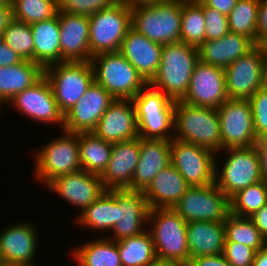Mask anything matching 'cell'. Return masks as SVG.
I'll use <instances>...</instances> for the list:
<instances>
[{
    "mask_svg": "<svg viewBox=\"0 0 267 266\" xmlns=\"http://www.w3.org/2000/svg\"><path fill=\"white\" fill-rule=\"evenodd\" d=\"M198 61V48L194 46L181 41L163 45L158 71L148 84L174 102L182 101Z\"/></svg>",
    "mask_w": 267,
    "mask_h": 266,
    "instance_id": "cell-1",
    "label": "cell"
},
{
    "mask_svg": "<svg viewBox=\"0 0 267 266\" xmlns=\"http://www.w3.org/2000/svg\"><path fill=\"white\" fill-rule=\"evenodd\" d=\"M61 132L33 151V177L43 187L56 177L82 170L78 133Z\"/></svg>",
    "mask_w": 267,
    "mask_h": 266,
    "instance_id": "cell-2",
    "label": "cell"
},
{
    "mask_svg": "<svg viewBox=\"0 0 267 266\" xmlns=\"http://www.w3.org/2000/svg\"><path fill=\"white\" fill-rule=\"evenodd\" d=\"M219 159H222L221 162ZM260 181L261 166L255 145L225 148L215 155V183L229 199L238 191Z\"/></svg>",
    "mask_w": 267,
    "mask_h": 266,
    "instance_id": "cell-3",
    "label": "cell"
},
{
    "mask_svg": "<svg viewBox=\"0 0 267 266\" xmlns=\"http://www.w3.org/2000/svg\"><path fill=\"white\" fill-rule=\"evenodd\" d=\"M174 138L221 152L220 120L217 109L198 107L176 101L174 108Z\"/></svg>",
    "mask_w": 267,
    "mask_h": 266,
    "instance_id": "cell-4",
    "label": "cell"
},
{
    "mask_svg": "<svg viewBox=\"0 0 267 266\" xmlns=\"http://www.w3.org/2000/svg\"><path fill=\"white\" fill-rule=\"evenodd\" d=\"M147 229L158 261L188 264L187 222L173 208L149 209Z\"/></svg>",
    "mask_w": 267,
    "mask_h": 266,
    "instance_id": "cell-5",
    "label": "cell"
},
{
    "mask_svg": "<svg viewBox=\"0 0 267 266\" xmlns=\"http://www.w3.org/2000/svg\"><path fill=\"white\" fill-rule=\"evenodd\" d=\"M132 28L149 40L166 45L180 41L182 1L131 4Z\"/></svg>",
    "mask_w": 267,
    "mask_h": 266,
    "instance_id": "cell-6",
    "label": "cell"
},
{
    "mask_svg": "<svg viewBox=\"0 0 267 266\" xmlns=\"http://www.w3.org/2000/svg\"><path fill=\"white\" fill-rule=\"evenodd\" d=\"M138 126V136L144 139L174 138L175 102L162 91L147 84L132 98Z\"/></svg>",
    "mask_w": 267,
    "mask_h": 266,
    "instance_id": "cell-7",
    "label": "cell"
},
{
    "mask_svg": "<svg viewBox=\"0 0 267 266\" xmlns=\"http://www.w3.org/2000/svg\"><path fill=\"white\" fill-rule=\"evenodd\" d=\"M88 19L91 57L101 53L117 52L132 27L131 4L129 0H118Z\"/></svg>",
    "mask_w": 267,
    "mask_h": 266,
    "instance_id": "cell-8",
    "label": "cell"
},
{
    "mask_svg": "<svg viewBox=\"0 0 267 266\" xmlns=\"http://www.w3.org/2000/svg\"><path fill=\"white\" fill-rule=\"evenodd\" d=\"M91 64L94 80L115 99H132L148 84L119 51L97 54Z\"/></svg>",
    "mask_w": 267,
    "mask_h": 266,
    "instance_id": "cell-9",
    "label": "cell"
},
{
    "mask_svg": "<svg viewBox=\"0 0 267 266\" xmlns=\"http://www.w3.org/2000/svg\"><path fill=\"white\" fill-rule=\"evenodd\" d=\"M60 111L65 114L94 81L91 61H64L44 68Z\"/></svg>",
    "mask_w": 267,
    "mask_h": 266,
    "instance_id": "cell-10",
    "label": "cell"
},
{
    "mask_svg": "<svg viewBox=\"0 0 267 266\" xmlns=\"http://www.w3.org/2000/svg\"><path fill=\"white\" fill-rule=\"evenodd\" d=\"M173 209L186 222L209 221L224 223L230 214V199L217 187H190Z\"/></svg>",
    "mask_w": 267,
    "mask_h": 266,
    "instance_id": "cell-11",
    "label": "cell"
},
{
    "mask_svg": "<svg viewBox=\"0 0 267 266\" xmlns=\"http://www.w3.org/2000/svg\"><path fill=\"white\" fill-rule=\"evenodd\" d=\"M7 105L34 120V123L46 124L44 126L54 124L55 127H59L58 130H63L64 114L58 107L50 82L45 75L33 86L16 94Z\"/></svg>",
    "mask_w": 267,
    "mask_h": 266,
    "instance_id": "cell-12",
    "label": "cell"
},
{
    "mask_svg": "<svg viewBox=\"0 0 267 266\" xmlns=\"http://www.w3.org/2000/svg\"><path fill=\"white\" fill-rule=\"evenodd\" d=\"M215 153L192 143L171 140V164L191 186H207L215 182Z\"/></svg>",
    "mask_w": 267,
    "mask_h": 266,
    "instance_id": "cell-13",
    "label": "cell"
},
{
    "mask_svg": "<svg viewBox=\"0 0 267 266\" xmlns=\"http://www.w3.org/2000/svg\"><path fill=\"white\" fill-rule=\"evenodd\" d=\"M221 151L230 147H250L258 142L249 99H228L218 109Z\"/></svg>",
    "mask_w": 267,
    "mask_h": 266,
    "instance_id": "cell-14",
    "label": "cell"
},
{
    "mask_svg": "<svg viewBox=\"0 0 267 266\" xmlns=\"http://www.w3.org/2000/svg\"><path fill=\"white\" fill-rule=\"evenodd\" d=\"M148 212L143 192L116 189V224L105 236L117 242L143 234L148 228Z\"/></svg>",
    "mask_w": 267,
    "mask_h": 266,
    "instance_id": "cell-15",
    "label": "cell"
},
{
    "mask_svg": "<svg viewBox=\"0 0 267 266\" xmlns=\"http://www.w3.org/2000/svg\"><path fill=\"white\" fill-rule=\"evenodd\" d=\"M228 99L224 68L199 60L182 101L193 106L218 109Z\"/></svg>",
    "mask_w": 267,
    "mask_h": 266,
    "instance_id": "cell-16",
    "label": "cell"
},
{
    "mask_svg": "<svg viewBox=\"0 0 267 266\" xmlns=\"http://www.w3.org/2000/svg\"><path fill=\"white\" fill-rule=\"evenodd\" d=\"M6 224L0 231V260L38 266L37 248L40 241L38 227L32 221H16Z\"/></svg>",
    "mask_w": 267,
    "mask_h": 266,
    "instance_id": "cell-17",
    "label": "cell"
},
{
    "mask_svg": "<svg viewBox=\"0 0 267 266\" xmlns=\"http://www.w3.org/2000/svg\"><path fill=\"white\" fill-rule=\"evenodd\" d=\"M114 100L115 98L94 80L79 101L64 114L63 130L72 133L93 132Z\"/></svg>",
    "mask_w": 267,
    "mask_h": 266,
    "instance_id": "cell-18",
    "label": "cell"
},
{
    "mask_svg": "<svg viewBox=\"0 0 267 266\" xmlns=\"http://www.w3.org/2000/svg\"><path fill=\"white\" fill-rule=\"evenodd\" d=\"M58 195L67 201L71 206H75L80 214L86 207L96 201L104 192L105 187L101 181L100 175L88 173L80 170L69 173L51 180L44 189Z\"/></svg>",
    "mask_w": 267,
    "mask_h": 266,
    "instance_id": "cell-19",
    "label": "cell"
},
{
    "mask_svg": "<svg viewBox=\"0 0 267 266\" xmlns=\"http://www.w3.org/2000/svg\"><path fill=\"white\" fill-rule=\"evenodd\" d=\"M263 57V50L257 45L224 68L229 99H250L262 87Z\"/></svg>",
    "mask_w": 267,
    "mask_h": 266,
    "instance_id": "cell-20",
    "label": "cell"
},
{
    "mask_svg": "<svg viewBox=\"0 0 267 266\" xmlns=\"http://www.w3.org/2000/svg\"><path fill=\"white\" fill-rule=\"evenodd\" d=\"M93 133L112 144L139 137L132 99H115L98 121Z\"/></svg>",
    "mask_w": 267,
    "mask_h": 266,
    "instance_id": "cell-21",
    "label": "cell"
},
{
    "mask_svg": "<svg viewBox=\"0 0 267 266\" xmlns=\"http://www.w3.org/2000/svg\"><path fill=\"white\" fill-rule=\"evenodd\" d=\"M140 137L114 143L109 162L100 175L106 190H131L132 178L139 162Z\"/></svg>",
    "mask_w": 267,
    "mask_h": 266,
    "instance_id": "cell-22",
    "label": "cell"
},
{
    "mask_svg": "<svg viewBox=\"0 0 267 266\" xmlns=\"http://www.w3.org/2000/svg\"><path fill=\"white\" fill-rule=\"evenodd\" d=\"M61 62L91 61L88 16L58 11Z\"/></svg>",
    "mask_w": 267,
    "mask_h": 266,
    "instance_id": "cell-23",
    "label": "cell"
},
{
    "mask_svg": "<svg viewBox=\"0 0 267 266\" xmlns=\"http://www.w3.org/2000/svg\"><path fill=\"white\" fill-rule=\"evenodd\" d=\"M171 140L140 138V156L131 190L144 192L153 178L171 164Z\"/></svg>",
    "mask_w": 267,
    "mask_h": 266,
    "instance_id": "cell-24",
    "label": "cell"
},
{
    "mask_svg": "<svg viewBox=\"0 0 267 266\" xmlns=\"http://www.w3.org/2000/svg\"><path fill=\"white\" fill-rule=\"evenodd\" d=\"M163 45L155 43L132 27L123 39L119 52L149 83L158 71Z\"/></svg>",
    "mask_w": 267,
    "mask_h": 266,
    "instance_id": "cell-25",
    "label": "cell"
},
{
    "mask_svg": "<svg viewBox=\"0 0 267 266\" xmlns=\"http://www.w3.org/2000/svg\"><path fill=\"white\" fill-rule=\"evenodd\" d=\"M257 44L249 37L228 32L220 39L204 41L199 47V60L203 63L226 68L252 51Z\"/></svg>",
    "mask_w": 267,
    "mask_h": 266,
    "instance_id": "cell-26",
    "label": "cell"
},
{
    "mask_svg": "<svg viewBox=\"0 0 267 266\" xmlns=\"http://www.w3.org/2000/svg\"><path fill=\"white\" fill-rule=\"evenodd\" d=\"M191 186L172 165L162 169L143 192L149 209L173 208Z\"/></svg>",
    "mask_w": 267,
    "mask_h": 266,
    "instance_id": "cell-27",
    "label": "cell"
},
{
    "mask_svg": "<svg viewBox=\"0 0 267 266\" xmlns=\"http://www.w3.org/2000/svg\"><path fill=\"white\" fill-rule=\"evenodd\" d=\"M225 226L221 222H187V244L190 258L223 254Z\"/></svg>",
    "mask_w": 267,
    "mask_h": 266,
    "instance_id": "cell-28",
    "label": "cell"
},
{
    "mask_svg": "<svg viewBox=\"0 0 267 266\" xmlns=\"http://www.w3.org/2000/svg\"><path fill=\"white\" fill-rule=\"evenodd\" d=\"M44 76L38 63L24 60L12 66L0 67V110L19 92L33 86Z\"/></svg>",
    "mask_w": 267,
    "mask_h": 266,
    "instance_id": "cell-29",
    "label": "cell"
},
{
    "mask_svg": "<svg viewBox=\"0 0 267 266\" xmlns=\"http://www.w3.org/2000/svg\"><path fill=\"white\" fill-rule=\"evenodd\" d=\"M34 40V62L46 68L61 62L58 14L50 19L30 24Z\"/></svg>",
    "mask_w": 267,
    "mask_h": 266,
    "instance_id": "cell-30",
    "label": "cell"
},
{
    "mask_svg": "<svg viewBox=\"0 0 267 266\" xmlns=\"http://www.w3.org/2000/svg\"><path fill=\"white\" fill-rule=\"evenodd\" d=\"M73 224L77 227H83L98 231L101 234L104 232L110 233L116 224V189L105 190V192L91 205L86 207L74 219ZM100 231V232H99Z\"/></svg>",
    "mask_w": 267,
    "mask_h": 266,
    "instance_id": "cell-31",
    "label": "cell"
},
{
    "mask_svg": "<svg viewBox=\"0 0 267 266\" xmlns=\"http://www.w3.org/2000/svg\"><path fill=\"white\" fill-rule=\"evenodd\" d=\"M87 240L70 252V258L76 266H122L116 241L106 236Z\"/></svg>",
    "mask_w": 267,
    "mask_h": 266,
    "instance_id": "cell-32",
    "label": "cell"
},
{
    "mask_svg": "<svg viewBox=\"0 0 267 266\" xmlns=\"http://www.w3.org/2000/svg\"><path fill=\"white\" fill-rule=\"evenodd\" d=\"M78 145L82 170L101 175L111 158L113 144L89 132L78 133Z\"/></svg>",
    "mask_w": 267,
    "mask_h": 266,
    "instance_id": "cell-33",
    "label": "cell"
},
{
    "mask_svg": "<svg viewBox=\"0 0 267 266\" xmlns=\"http://www.w3.org/2000/svg\"><path fill=\"white\" fill-rule=\"evenodd\" d=\"M117 246L122 266H154L158 262L148 229L143 234L117 241Z\"/></svg>",
    "mask_w": 267,
    "mask_h": 266,
    "instance_id": "cell-34",
    "label": "cell"
},
{
    "mask_svg": "<svg viewBox=\"0 0 267 266\" xmlns=\"http://www.w3.org/2000/svg\"><path fill=\"white\" fill-rule=\"evenodd\" d=\"M224 226L225 241L243 243L255 252L267 246V241L249 217H239L230 213L224 222Z\"/></svg>",
    "mask_w": 267,
    "mask_h": 266,
    "instance_id": "cell-35",
    "label": "cell"
},
{
    "mask_svg": "<svg viewBox=\"0 0 267 266\" xmlns=\"http://www.w3.org/2000/svg\"><path fill=\"white\" fill-rule=\"evenodd\" d=\"M180 41L196 48L205 41L203 7L195 0L182 1Z\"/></svg>",
    "mask_w": 267,
    "mask_h": 266,
    "instance_id": "cell-36",
    "label": "cell"
},
{
    "mask_svg": "<svg viewBox=\"0 0 267 266\" xmlns=\"http://www.w3.org/2000/svg\"><path fill=\"white\" fill-rule=\"evenodd\" d=\"M260 0H237L228 15L232 33L251 38L257 44V13Z\"/></svg>",
    "mask_w": 267,
    "mask_h": 266,
    "instance_id": "cell-37",
    "label": "cell"
},
{
    "mask_svg": "<svg viewBox=\"0 0 267 266\" xmlns=\"http://www.w3.org/2000/svg\"><path fill=\"white\" fill-rule=\"evenodd\" d=\"M267 204V183L260 181L238 191L230 198V213L250 217Z\"/></svg>",
    "mask_w": 267,
    "mask_h": 266,
    "instance_id": "cell-38",
    "label": "cell"
},
{
    "mask_svg": "<svg viewBox=\"0 0 267 266\" xmlns=\"http://www.w3.org/2000/svg\"><path fill=\"white\" fill-rule=\"evenodd\" d=\"M14 19L33 24L58 14V0H12Z\"/></svg>",
    "mask_w": 267,
    "mask_h": 266,
    "instance_id": "cell-39",
    "label": "cell"
},
{
    "mask_svg": "<svg viewBox=\"0 0 267 266\" xmlns=\"http://www.w3.org/2000/svg\"><path fill=\"white\" fill-rule=\"evenodd\" d=\"M2 39L24 60L34 61V40L30 24L14 19L4 31Z\"/></svg>",
    "mask_w": 267,
    "mask_h": 266,
    "instance_id": "cell-40",
    "label": "cell"
},
{
    "mask_svg": "<svg viewBox=\"0 0 267 266\" xmlns=\"http://www.w3.org/2000/svg\"><path fill=\"white\" fill-rule=\"evenodd\" d=\"M252 115L254 131L258 140L267 138V89L261 87L249 99Z\"/></svg>",
    "mask_w": 267,
    "mask_h": 266,
    "instance_id": "cell-41",
    "label": "cell"
},
{
    "mask_svg": "<svg viewBox=\"0 0 267 266\" xmlns=\"http://www.w3.org/2000/svg\"><path fill=\"white\" fill-rule=\"evenodd\" d=\"M197 2L203 7L205 18V41L220 39L230 32L228 16L206 6L201 0Z\"/></svg>",
    "mask_w": 267,
    "mask_h": 266,
    "instance_id": "cell-42",
    "label": "cell"
},
{
    "mask_svg": "<svg viewBox=\"0 0 267 266\" xmlns=\"http://www.w3.org/2000/svg\"><path fill=\"white\" fill-rule=\"evenodd\" d=\"M118 0H58L59 11L84 16H92L102 9L112 6Z\"/></svg>",
    "mask_w": 267,
    "mask_h": 266,
    "instance_id": "cell-43",
    "label": "cell"
},
{
    "mask_svg": "<svg viewBox=\"0 0 267 266\" xmlns=\"http://www.w3.org/2000/svg\"><path fill=\"white\" fill-rule=\"evenodd\" d=\"M255 253L243 243L225 241L223 255L233 266H252Z\"/></svg>",
    "mask_w": 267,
    "mask_h": 266,
    "instance_id": "cell-44",
    "label": "cell"
},
{
    "mask_svg": "<svg viewBox=\"0 0 267 266\" xmlns=\"http://www.w3.org/2000/svg\"><path fill=\"white\" fill-rule=\"evenodd\" d=\"M188 266H233L223 254L190 258Z\"/></svg>",
    "mask_w": 267,
    "mask_h": 266,
    "instance_id": "cell-45",
    "label": "cell"
},
{
    "mask_svg": "<svg viewBox=\"0 0 267 266\" xmlns=\"http://www.w3.org/2000/svg\"><path fill=\"white\" fill-rule=\"evenodd\" d=\"M23 61L24 59L0 38V67L12 66Z\"/></svg>",
    "mask_w": 267,
    "mask_h": 266,
    "instance_id": "cell-46",
    "label": "cell"
},
{
    "mask_svg": "<svg viewBox=\"0 0 267 266\" xmlns=\"http://www.w3.org/2000/svg\"><path fill=\"white\" fill-rule=\"evenodd\" d=\"M267 38V0H260L257 13V45Z\"/></svg>",
    "mask_w": 267,
    "mask_h": 266,
    "instance_id": "cell-47",
    "label": "cell"
},
{
    "mask_svg": "<svg viewBox=\"0 0 267 266\" xmlns=\"http://www.w3.org/2000/svg\"><path fill=\"white\" fill-rule=\"evenodd\" d=\"M267 241V204L249 217Z\"/></svg>",
    "mask_w": 267,
    "mask_h": 266,
    "instance_id": "cell-48",
    "label": "cell"
},
{
    "mask_svg": "<svg viewBox=\"0 0 267 266\" xmlns=\"http://www.w3.org/2000/svg\"><path fill=\"white\" fill-rule=\"evenodd\" d=\"M206 6L213 8L214 10L229 15L231 10L235 7L237 0H201Z\"/></svg>",
    "mask_w": 267,
    "mask_h": 266,
    "instance_id": "cell-49",
    "label": "cell"
},
{
    "mask_svg": "<svg viewBox=\"0 0 267 266\" xmlns=\"http://www.w3.org/2000/svg\"><path fill=\"white\" fill-rule=\"evenodd\" d=\"M14 20L12 5L0 4V38L3 37L4 31Z\"/></svg>",
    "mask_w": 267,
    "mask_h": 266,
    "instance_id": "cell-50",
    "label": "cell"
},
{
    "mask_svg": "<svg viewBox=\"0 0 267 266\" xmlns=\"http://www.w3.org/2000/svg\"><path fill=\"white\" fill-rule=\"evenodd\" d=\"M255 146L260 159L262 180L267 183V138L258 140Z\"/></svg>",
    "mask_w": 267,
    "mask_h": 266,
    "instance_id": "cell-51",
    "label": "cell"
},
{
    "mask_svg": "<svg viewBox=\"0 0 267 266\" xmlns=\"http://www.w3.org/2000/svg\"><path fill=\"white\" fill-rule=\"evenodd\" d=\"M252 266H267V246L255 253Z\"/></svg>",
    "mask_w": 267,
    "mask_h": 266,
    "instance_id": "cell-52",
    "label": "cell"
},
{
    "mask_svg": "<svg viewBox=\"0 0 267 266\" xmlns=\"http://www.w3.org/2000/svg\"><path fill=\"white\" fill-rule=\"evenodd\" d=\"M185 0H129L130 4H153V3H166V2H178Z\"/></svg>",
    "mask_w": 267,
    "mask_h": 266,
    "instance_id": "cell-53",
    "label": "cell"
},
{
    "mask_svg": "<svg viewBox=\"0 0 267 266\" xmlns=\"http://www.w3.org/2000/svg\"><path fill=\"white\" fill-rule=\"evenodd\" d=\"M262 87L267 89V57L265 55L262 62Z\"/></svg>",
    "mask_w": 267,
    "mask_h": 266,
    "instance_id": "cell-54",
    "label": "cell"
},
{
    "mask_svg": "<svg viewBox=\"0 0 267 266\" xmlns=\"http://www.w3.org/2000/svg\"><path fill=\"white\" fill-rule=\"evenodd\" d=\"M154 266H188V264L182 263V262H161V261H158Z\"/></svg>",
    "mask_w": 267,
    "mask_h": 266,
    "instance_id": "cell-55",
    "label": "cell"
},
{
    "mask_svg": "<svg viewBox=\"0 0 267 266\" xmlns=\"http://www.w3.org/2000/svg\"><path fill=\"white\" fill-rule=\"evenodd\" d=\"M0 266H28V265L0 260Z\"/></svg>",
    "mask_w": 267,
    "mask_h": 266,
    "instance_id": "cell-56",
    "label": "cell"
},
{
    "mask_svg": "<svg viewBox=\"0 0 267 266\" xmlns=\"http://www.w3.org/2000/svg\"><path fill=\"white\" fill-rule=\"evenodd\" d=\"M259 46L262 48L264 55L267 57V38H265L264 40H262L259 43Z\"/></svg>",
    "mask_w": 267,
    "mask_h": 266,
    "instance_id": "cell-57",
    "label": "cell"
},
{
    "mask_svg": "<svg viewBox=\"0 0 267 266\" xmlns=\"http://www.w3.org/2000/svg\"><path fill=\"white\" fill-rule=\"evenodd\" d=\"M0 4L12 5V0H0Z\"/></svg>",
    "mask_w": 267,
    "mask_h": 266,
    "instance_id": "cell-58",
    "label": "cell"
}]
</instances>
